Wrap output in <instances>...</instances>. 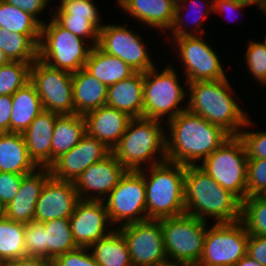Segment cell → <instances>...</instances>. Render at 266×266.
I'll return each instance as SVG.
<instances>
[{
    "label": "cell",
    "instance_id": "cell-1",
    "mask_svg": "<svg viewBox=\"0 0 266 266\" xmlns=\"http://www.w3.org/2000/svg\"><path fill=\"white\" fill-rule=\"evenodd\" d=\"M167 122L171 133L166 134L167 161L184 166L203 162L230 137L221 127L189 110Z\"/></svg>",
    "mask_w": 266,
    "mask_h": 266
},
{
    "label": "cell",
    "instance_id": "cell-2",
    "mask_svg": "<svg viewBox=\"0 0 266 266\" xmlns=\"http://www.w3.org/2000/svg\"><path fill=\"white\" fill-rule=\"evenodd\" d=\"M185 213L202 221H240L242 201L221 187L198 164L186 166L184 179Z\"/></svg>",
    "mask_w": 266,
    "mask_h": 266
},
{
    "label": "cell",
    "instance_id": "cell-3",
    "mask_svg": "<svg viewBox=\"0 0 266 266\" xmlns=\"http://www.w3.org/2000/svg\"><path fill=\"white\" fill-rule=\"evenodd\" d=\"M187 110L221 127L230 136H239L240 128L251 127L250 117L234 100L227 78L187 83Z\"/></svg>",
    "mask_w": 266,
    "mask_h": 266
},
{
    "label": "cell",
    "instance_id": "cell-4",
    "mask_svg": "<svg viewBox=\"0 0 266 266\" xmlns=\"http://www.w3.org/2000/svg\"><path fill=\"white\" fill-rule=\"evenodd\" d=\"M162 122L144 117L132 118L111 153L128 171L143 169L145 162L150 167L166 161L168 131L164 130Z\"/></svg>",
    "mask_w": 266,
    "mask_h": 266
},
{
    "label": "cell",
    "instance_id": "cell-5",
    "mask_svg": "<svg viewBox=\"0 0 266 266\" xmlns=\"http://www.w3.org/2000/svg\"><path fill=\"white\" fill-rule=\"evenodd\" d=\"M149 168V174L145 168L138 171L145 182L147 218L160 220L184 214L186 166L166 160Z\"/></svg>",
    "mask_w": 266,
    "mask_h": 266
},
{
    "label": "cell",
    "instance_id": "cell-6",
    "mask_svg": "<svg viewBox=\"0 0 266 266\" xmlns=\"http://www.w3.org/2000/svg\"><path fill=\"white\" fill-rule=\"evenodd\" d=\"M92 47L53 18L41 25L38 58L51 67L75 73L84 68Z\"/></svg>",
    "mask_w": 266,
    "mask_h": 266
},
{
    "label": "cell",
    "instance_id": "cell-7",
    "mask_svg": "<svg viewBox=\"0 0 266 266\" xmlns=\"http://www.w3.org/2000/svg\"><path fill=\"white\" fill-rule=\"evenodd\" d=\"M157 70V67H153L143 73V117L163 120L164 123V116L168 115L166 118L169 121L187 110V107H181L180 104L187 99L188 92L184 86H180L173 66L168 64L159 73Z\"/></svg>",
    "mask_w": 266,
    "mask_h": 266
},
{
    "label": "cell",
    "instance_id": "cell-8",
    "mask_svg": "<svg viewBox=\"0 0 266 266\" xmlns=\"http://www.w3.org/2000/svg\"><path fill=\"white\" fill-rule=\"evenodd\" d=\"M169 263L197 266L203 253L207 222L189 214L161 219Z\"/></svg>",
    "mask_w": 266,
    "mask_h": 266
},
{
    "label": "cell",
    "instance_id": "cell-9",
    "mask_svg": "<svg viewBox=\"0 0 266 266\" xmlns=\"http://www.w3.org/2000/svg\"><path fill=\"white\" fill-rule=\"evenodd\" d=\"M247 163L244 142L239 136H230L198 165L221 187L243 201L247 198Z\"/></svg>",
    "mask_w": 266,
    "mask_h": 266
},
{
    "label": "cell",
    "instance_id": "cell-10",
    "mask_svg": "<svg viewBox=\"0 0 266 266\" xmlns=\"http://www.w3.org/2000/svg\"><path fill=\"white\" fill-rule=\"evenodd\" d=\"M249 233L241 221L214 223L207 229L197 266H235L247 255Z\"/></svg>",
    "mask_w": 266,
    "mask_h": 266
},
{
    "label": "cell",
    "instance_id": "cell-11",
    "mask_svg": "<svg viewBox=\"0 0 266 266\" xmlns=\"http://www.w3.org/2000/svg\"><path fill=\"white\" fill-rule=\"evenodd\" d=\"M103 202L112 226L148 220L145 182L138 171H127Z\"/></svg>",
    "mask_w": 266,
    "mask_h": 266
},
{
    "label": "cell",
    "instance_id": "cell-12",
    "mask_svg": "<svg viewBox=\"0 0 266 266\" xmlns=\"http://www.w3.org/2000/svg\"><path fill=\"white\" fill-rule=\"evenodd\" d=\"M73 73L51 67L39 58L31 65L30 82L35 86L43 110L74 114Z\"/></svg>",
    "mask_w": 266,
    "mask_h": 266
},
{
    "label": "cell",
    "instance_id": "cell-13",
    "mask_svg": "<svg viewBox=\"0 0 266 266\" xmlns=\"http://www.w3.org/2000/svg\"><path fill=\"white\" fill-rule=\"evenodd\" d=\"M125 239L133 266H162L168 262L161 219H148L117 227Z\"/></svg>",
    "mask_w": 266,
    "mask_h": 266
},
{
    "label": "cell",
    "instance_id": "cell-14",
    "mask_svg": "<svg viewBox=\"0 0 266 266\" xmlns=\"http://www.w3.org/2000/svg\"><path fill=\"white\" fill-rule=\"evenodd\" d=\"M174 40L187 83L227 78L218 54L201 35L183 36Z\"/></svg>",
    "mask_w": 266,
    "mask_h": 266
},
{
    "label": "cell",
    "instance_id": "cell-15",
    "mask_svg": "<svg viewBox=\"0 0 266 266\" xmlns=\"http://www.w3.org/2000/svg\"><path fill=\"white\" fill-rule=\"evenodd\" d=\"M142 40L127 26L104 24L99 31L97 47L108 55L120 58L134 71L144 73L155 65Z\"/></svg>",
    "mask_w": 266,
    "mask_h": 266
},
{
    "label": "cell",
    "instance_id": "cell-16",
    "mask_svg": "<svg viewBox=\"0 0 266 266\" xmlns=\"http://www.w3.org/2000/svg\"><path fill=\"white\" fill-rule=\"evenodd\" d=\"M69 221L74 242L80 248H89L113 231L106 230L112 224L103 201L79 200Z\"/></svg>",
    "mask_w": 266,
    "mask_h": 266
},
{
    "label": "cell",
    "instance_id": "cell-17",
    "mask_svg": "<svg viewBox=\"0 0 266 266\" xmlns=\"http://www.w3.org/2000/svg\"><path fill=\"white\" fill-rule=\"evenodd\" d=\"M127 171L112 153L100 162L91 164L73 182L79 199L103 201Z\"/></svg>",
    "mask_w": 266,
    "mask_h": 266
},
{
    "label": "cell",
    "instance_id": "cell-18",
    "mask_svg": "<svg viewBox=\"0 0 266 266\" xmlns=\"http://www.w3.org/2000/svg\"><path fill=\"white\" fill-rule=\"evenodd\" d=\"M110 153L111 150L101 141L86 133L77 145L54 161L49 167L51 175L74 182L91 164L100 162Z\"/></svg>",
    "mask_w": 266,
    "mask_h": 266
},
{
    "label": "cell",
    "instance_id": "cell-19",
    "mask_svg": "<svg viewBox=\"0 0 266 266\" xmlns=\"http://www.w3.org/2000/svg\"><path fill=\"white\" fill-rule=\"evenodd\" d=\"M79 200L73 182L59 180L51 175L37 200L34 221L43 223L54 219H69Z\"/></svg>",
    "mask_w": 266,
    "mask_h": 266
},
{
    "label": "cell",
    "instance_id": "cell-20",
    "mask_svg": "<svg viewBox=\"0 0 266 266\" xmlns=\"http://www.w3.org/2000/svg\"><path fill=\"white\" fill-rule=\"evenodd\" d=\"M50 176L49 167H38L25 174L17 195L6 205V218L24 224L34 221L37 200Z\"/></svg>",
    "mask_w": 266,
    "mask_h": 266
},
{
    "label": "cell",
    "instance_id": "cell-21",
    "mask_svg": "<svg viewBox=\"0 0 266 266\" xmlns=\"http://www.w3.org/2000/svg\"><path fill=\"white\" fill-rule=\"evenodd\" d=\"M86 133L101 141L109 150L118 144L132 119L127 113L107 105L84 115Z\"/></svg>",
    "mask_w": 266,
    "mask_h": 266
},
{
    "label": "cell",
    "instance_id": "cell-22",
    "mask_svg": "<svg viewBox=\"0 0 266 266\" xmlns=\"http://www.w3.org/2000/svg\"><path fill=\"white\" fill-rule=\"evenodd\" d=\"M58 115L43 110L23 133L29 156L38 167L51 166V144Z\"/></svg>",
    "mask_w": 266,
    "mask_h": 266
},
{
    "label": "cell",
    "instance_id": "cell-23",
    "mask_svg": "<svg viewBox=\"0 0 266 266\" xmlns=\"http://www.w3.org/2000/svg\"><path fill=\"white\" fill-rule=\"evenodd\" d=\"M119 7L141 23L153 29L166 31L171 28L175 5L172 0H118Z\"/></svg>",
    "mask_w": 266,
    "mask_h": 266
},
{
    "label": "cell",
    "instance_id": "cell-24",
    "mask_svg": "<svg viewBox=\"0 0 266 266\" xmlns=\"http://www.w3.org/2000/svg\"><path fill=\"white\" fill-rule=\"evenodd\" d=\"M143 83L142 72L108 86L106 105L127 113L132 118L143 117Z\"/></svg>",
    "mask_w": 266,
    "mask_h": 266
},
{
    "label": "cell",
    "instance_id": "cell-25",
    "mask_svg": "<svg viewBox=\"0 0 266 266\" xmlns=\"http://www.w3.org/2000/svg\"><path fill=\"white\" fill-rule=\"evenodd\" d=\"M37 168L29 156L23 134L0 132V172L25 175Z\"/></svg>",
    "mask_w": 266,
    "mask_h": 266
},
{
    "label": "cell",
    "instance_id": "cell-26",
    "mask_svg": "<svg viewBox=\"0 0 266 266\" xmlns=\"http://www.w3.org/2000/svg\"><path fill=\"white\" fill-rule=\"evenodd\" d=\"M74 113H85L106 105L108 87L84 68L73 73Z\"/></svg>",
    "mask_w": 266,
    "mask_h": 266
},
{
    "label": "cell",
    "instance_id": "cell-27",
    "mask_svg": "<svg viewBox=\"0 0 266 266\" xmlns=\"http://www.w3.org/2000/svg\"><path fill=\"white\" fill-rule=\"evenodd\" d=\"M84 69L107 87L134 75V71L120 58L108 55L93 46Z\"/></svg>",
    "mask_w": 266,
    "mask_h": 266
},
{
    "label": "cell",
    "instance_id": "cell-28",
    "mask_svg": "<svg viewBox=\"0 0 266 266\" xmlns=\"http://www.w3.org/2000/svg\"><path fill=\"white\" fill-rule=\"evenodd\" d=\"M86 134L85 118L80 114L58 115L51 144V165L62 154L70 151Z\"/></svg>",
    "mask_w": 266,
    "mask_h": 266
},
{
    "label": "cell",
    "instance_id": "cell-29",
    "mask_svg": "<svg viewBox=\"0 0 266 266\" xmlns=\"http://www.w3.org/2000/svg\"><path fill=\"white\" fill-rule=\"evenodd\" d=\"M10 132L21 133L29 127L43 111L41 100L35 86L28 82L12 95Z\"/></svg>",
    "mask_w": 266,
    "mask_h": 266
},
{
    "label": "cell",
    "instance_id": "cell-30",
    "mask_svg": "<svg viewBox=\"0 0 266 266\" xmlns=\"http://www.w3.org/2000/svg\"><path fill=\"white\" fill-rule=\"evenodd\" d=\"M89 249L99 266H133L125 239L117 228Z\"/></svg>",
    "mask_w": 266,
    "mask_h": 266
},
{
    "label": "cell",
    "instance_id": "cell-31",
    "mask_svg": "<svg viewBox=\"0 0 266 266\" xmlns=\"http://www.w3.org/2000/svg\"><path fill=\"white\" fill-rule=\"evenodd\" d=\"M40 35L13 33L0 28V50L10 61L33 64L38 59Z\"/></svg>",
    "mask_w": 266,
    "mask_h": 266
},
{
    "label": "cell",
    "instance_id": "cell-32",
    "mask_svg": "<svg viewBox=\"0 0 266 266\" xmlns=\"http://www.w3.org/2000/svg\"><path fill=\"white\" fill-rule=\"evenodd\" d=\"M45 225V258L55 257L77 249L69 219H54L43 222Z\"/></svg>",
    "mask_w": 266,
    "mask_h": 266
},
{
    "label": "cell",
    "instance_id": "cell-33",
    "mask_svg": "<svg viewBox=\"0 0 266 266\" xmlns=\"http://www.w3.org/2000/svg\"><path fill=\"white\" fill-rule=\"evenodd\" d=\"M25 224L4 218L0 220V266L25 257Z\"/></svg>",
    "mask_w": 266,
    "mask_h": 266
},
{
    "label": "cell",
    "instance_id": "cell-34",
    "mask_svg": "<svg viewBox=\"0 0 266 266\" xmlns=\"http://www.w3.org/2000/svg\"><path fill=\"white\" fill-rule=\"evenodd\" d=\"M41 25L30 13L0 0V28L13 33L40 35Z\"/></svg>",
    "mask_w": 266,
    "mask_h": 266
},
{
    "label": "cell",
    "instance_id": "cell-35",
    "mask_svg": "<svg viewBox=\"0 0 266 266\" xmlns=\"http://www.w3.org/2000/svg\"><path fill=\"white\" fill-rule=\"evenodd\" d=\"M190 2L189 4H191V6H193V7H191V9L193 10L194 9V11H195V13L193 14V13H191V14H193V15H195L196 14V16H193L194 18H192V23H194L195 24V26H194V24H193V28H191L192 30L191 31H188V30H186L187 29V27L186 26H188V25H185V23L186 22H184L185 20L182 18V15H181V10H182V8H183V10H184V8L185 9H187V7L184 5L185 3H187V2ZM198 1V2H197ZM201 1V0H200ZM199 0H181L179 3H177L176 5H175V14H174V20H173V23H172V26H171V28H170V32L171 33H173V34H171L173 37L171 38L172 40L173 39H175V38H178V37H183V36H199L200 34L201 35H205V33H204V31H202V30H197V29H201V24H203V22H202V20H204L205 21V19H206V17L210 14V13H212L213 12V0H211V2H208L207 0H203L204 2L206 1V4L205 5H207V6H205V9H203V10H201L200 8V6H203L204 4L202 3V2H200ZM201 4H200V3ZM208 2V3H207ZM182 3H184V4H182ZM197 4H199V5H197ZM203 4V5H202ZM185 6V7H184ZM190 7V6H189ZM200 7V8H199ZM204 7V6H203ZM209 7V8H208ZM189 10V9H188ZM193 11V12H194ZM190 12H191V10H190ZM205 12V13H204ZM188 13V12H187ZM190 14V15H191ZM189 21V20H188ZM187 21V22H188ZM186 24H188V23H186ZM200 31L199 32V34H197V31ZM193 31H194V33H193ZM196 32V33H195ZM203 33V34H202Z\"/></svg>",
    "mask_w": 266,
    "mask_h": 266
},
{
    "label": "cell",
    "instance_id": "cell-36",
    "mask_svg": "<svg viewBox=\"0 0 266 266\" xmlns=\"http://www.w3.org/2000/svg\"><path fill=\"white\" fill-rule=\"evenodd\" d=\"M240 221L250 235L266 236V198L253 195L243 200Z\"/></svg>",
    "mask_w": 266,
    "mask_h": 266
},
{
    "label": "cell",
    "instance_id": "cell-37",
    "mask_svg": "<svg viewBox=\"0 0 266 266\" xmlns=\"http://www.w3.org/2000/svg\"><path fill=\"white\" fill-rule=\"evenodd\" d=\"M31 65L26 62L10 61L0 66V95L12 96L30 82Z\"/></svg>",
    "mask_w": 266,
    "mask_h": 266
},
{
    "label": "cell",
    "instance_id": "cell-38",
    "mask_svg": "<svg viewBox=\"0 0 266 266\" xmlns=\"http://www.w3.org/2000/svg\"><path fill=\"white\" fill-rule=\"evenodd\" d=\"M53 18L61 27L69 30L74 35L88 41L92 46H97L99 29L86 17L72 16L71 14H52Z\"/></svg>",
    "mask_w": 266,
    "mask_h": 266
},
{
    "label": "cell",
    "instance_id": "cell-39",
    "mask_svg": "<svg viewBox=\"0 0 266 266\" xmlns=\"http://www.w3.org/2000/svg\"><path fill=\"white\" fill-rule=\"evenodd\" d=\"M246 62L247 68L256 79L257 82L262 85L266 84V36L265 41L262 42H253L250 41L246 49Z\"/></svg>",
    "mask_w": 266,
    "mask_h": 266
},
{
    "label": "cell",
    "instance_id": "cell-40",
    "mask_svg": "<svg viewBox=\"0 0 266 266\" xmlns=\"http://www.w3.org/2000/svg\"><path fill=\"white\" fill-rule=\"evenodd\" d=\"M60 6L51 12V14H71L72 16L86 17L90 20L99 30L103 26L100 22L99 11L95 6L93 0H68L60 2Z\"/></svg>",
    "mask_w": 266,
    "mask_h": 266
},
{
    "label": "cell",
    "instance_id": "cell-41",
    "mask_svg": "<svg viewBox=\"0 0 266 266\" xmlns=\"http://www.w3.org/2000/svg\"><path fill=\"white\" fill-rule=\"evenodd\" d=\"M25 255L45 258V225L32 221L25 223Z\"/></svg>",
    "mask_w": 266,
    "mask_h": 266
},
{
    "label": "cell",
    "instance_id": "cell-42",
    "mask_svg": "<svg viewBox=\"0 0 266 266\" xmlns=\"http://www.w3.org/2000/svg\"><path fill=\"white\" fill-rule=\"evenodd\" d=\"M266 192V159H248L247 197Z\"/></svg>",
    "mask_w": 266,
    "mask_h": 266
},
{
    "label": "cell",
    "instance_id": "cell-43",
    "mask_svg": "<svg viewBox=\"0 0 266 266\" xmlns=\"http://www.w3.org/2000/svg\"><path fill=\"white\" fill-rule=\"evenodd\" d=\"M53 266H99L89 248L78 247L52 260Z\"/></svg>",
    "mask_w": 266,
    "mask_h": 266
},
{
    "label": "cell",
    "instance_id": "cell-44",
    "mask_svg": "<svg viewBox=\"0 0 266 266\" xmlns=\"http://www.w3.org/2000/svg\"><path fill=\"white\" fill-rule=\"evenodd\" d=\"M24 174L0 172V200L6 206L17 195Z\"/></svg>",
    "mask_w": 266,
    "mask_h": 266
},
{
    "label": "cell",
    "instance_id": "cell-45",
    "mask_svg": "<svg viewBox=\"0 0 266 266\" xmlns=\"http://www.w3.org/2000/svg\"><path fill=\"white\" fill-rule=\"evenodd\" d=\"M247 255L263 266H266V236L249 234Z\"/></svg>",
    "mask_w": 266,
    "mask_h": 266
},
{
    "label": "cell",
    "instance_id": "cell-46",
    "mask_svg": "<svg viewBox=\"0 0 266 266\" xmlns=\"http://www.w3.org/2000/svg\"><path fill=\"white\" fill-rule=\"evenodd\" d=\"M7 3L15 6L24 12L30 13L34 16L41 24L44 23L37 16L43 13L44 9L49 7L48 3L45 0H4Z\"/></svg>",
    "mask_w": 266,
    "mask_h": 266
},
{
    "label": "cell",
    "instance_id": "cell-47",
    "mask_svg": "<svg viewBox=\"0 0 266 266\" xmlns=\"http://www.w3.org/2000/svg\"><path fill=\"white\" fill-rule=\"evenodd\" d=\"M12 96L0 95V132H10Z\"/></svg>",
    "mask_w": 266,
    "mask_h": 266
},
{
    "label": "cell",
    "instance_id": "cell-48",
    "mask_svg": "<svg viewBox=\"0 0 266 266\" xmlns=\"http://www.w3.org/2000/svg\"><path fill=\"white\" fill-rule=\"evenodd\" d=\"M4 266H53L52 260L25 256L15 260L8 261Z\"/></svg>",
    "mask_w": 266,
    "mask_h": 266
},
{
    "label": "cell",
    "instance_id": "cell-49",
    "mask_svg": "<svg viewBox=\"0 0 266 266\" xmlns=\"http://www.w3.org/2000/svg\"><path fill=\"white\" fill-rule=\"evenodd\" d=\"M248 5L241 4L235 0H213V11L219 14L238 10V9H245ZM226 12V13H227ZM230 14V13H229Z\"/></svg>",
    "mask_w": 266,
    "mask_h": 266
},
{
    "label": "cell",
    "instance_id": "cell-50",
    "mask_svg": "<svg viewBox=\"0 0 266 266\" xmlns=\"http://www.w3.org/2000/svg\"><path fill=\"white\" fill-rule=\"evenodd\" d=\"M235 266H263L256 260L250 258L248 255L242 257Z\"/></svg>",
    "mask_w": 266,
    "mask_h": 266
},
{
    "label": "cell",
    "instance_id": "cell-51",
    "mask_svg": "<svg viewBox=\"0 0 266 266\" xmlns=\"http://www.w3.org/2000/svg\"><path fill=\"white\" fill-rule=\"evenodd\" d=\"M235 1L248 6L256 5L258 8L265 0H235Z\"/></svg>",
    "mask_w": 266,
    "mask_h": 266
},
{
    "label": "cell",
    "instance_id": "cell-52",
    "mask_svg": "<svg viewBox=\"0 0 266 266\" xmlns=\"http://www.w3.org/2000/svg\"><path fill=\"white\" fill-rule=\"evenodd\" d=\"M10 62L8 57L5 55V53L0 50V66L6 65Z\"/></svg>",
    "mask_w": 266,
    "mask_h": 266
},
{
    "label": "cell",
    "instance_id": "cell-53",
    "mask_svg": "<svg viewBox=\"0 0 266 266\" xmlns=\"http://www.w3.org/2000/svg\"><path fill=\"white\" fill-rule=\"evenodd\" d=\"M6 218V206L0 200V220Z\"/></svg>",
    "mask_w": 266,
    "mask_h": 266
},
{
    "label": "cell",
    "instance_id": "cell-54",
    "mask_svg": "<svg viewBox=\"0 0 266 266\" xmlns=\"http://www.w3.org/2000/svg\"><path fill=\"white\" fill-rule=\"evenodd\" d=\"M260 9L262 15L264 14L266 16V0L258 7Z\"/></svg>",
    "mask_w": 266,
    "mask_h": 266
},
{
    "label": "cell",
    "instance_id": "cell-55",
    "mask_svg": "<svg viewBox=\"0 0 266 266\" xmlns=\"http://www.w3.org/2000/svg\"><path fill=\"white\" fill-rule=\"evenodd\" d=\"M162 266H191V265L167 263V264L162 265Z\"/></svg>",
    "mask_w": 266,
    "mask_h": 266
},
{
    "label": "cell",
    "instance_id": "cell-56",
    "mask_svg": "<svg viewBox=\"0 0 266 266\" xmlns=\"http://www.w3.org/2000/svg\"><path fill=\"white\" fill-rule=\"evenodd\" d=\"M174 3H179L181 0H172Z\"/></svg>",
    "mask_w": 266,
    "mask_h": 266
}]
</instances>
